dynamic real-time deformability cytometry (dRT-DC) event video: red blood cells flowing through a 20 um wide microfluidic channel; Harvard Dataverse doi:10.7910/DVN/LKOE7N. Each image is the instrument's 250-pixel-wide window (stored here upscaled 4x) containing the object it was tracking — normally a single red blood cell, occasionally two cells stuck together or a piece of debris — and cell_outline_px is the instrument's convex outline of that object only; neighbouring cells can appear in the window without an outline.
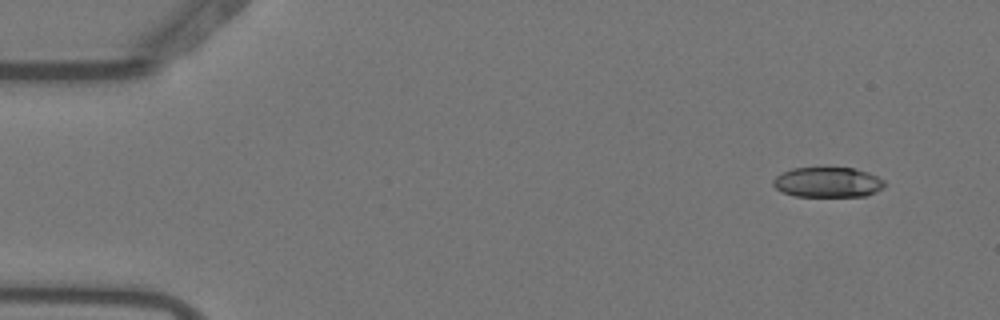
{"species": "Egyptian fruit bat (a non-hibernating species)", "species_latin": "Rousettus aegyptiacus", "temperature_condition": "warm", "stored_images_in_passage": 6, "camera_frame_rate_fps": 3000, "um_per_image_px": 0.085, "animal": {"sex": "female"}, "frame": {"image": 1, "passage_image": 2, "time_ms": 0.333, "image_size_px": [1000, 320], "cell_outline_px": [[884, 184], [876, 192], [864, 196], [796, 196], [784, 192], [776, 188], [772, 184], [772, 180], [776, 176], [792, 168], [852, 168], [868, 172], [884, 180]], "centroid_in_image_um": [70.34, 15.49], "position_along_channel_um": 14.7, "area_um2": 19.31}}
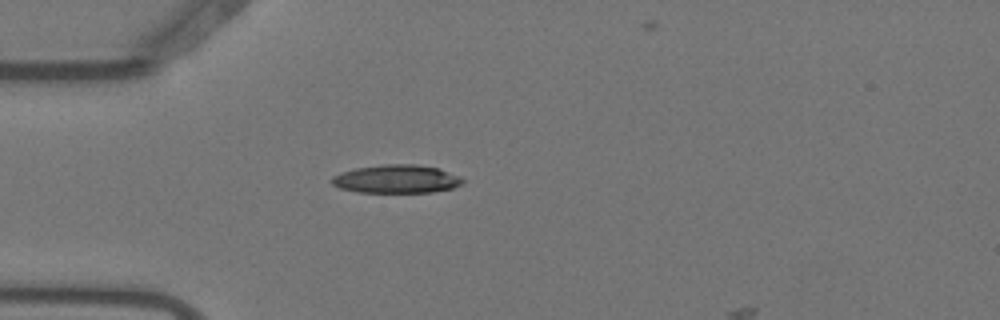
{"frame": {"image": 2, "passage_image": 5, "time_ms": 1.333, "image_size_px": [1000, 320], "cell_outline_px": [[464, 180], [460, 184], [452, 188], [432, 192], [356, 192], [340, 188], [332, 184], [332, 176], [356, 168], [384, 164], [416, 164], [440, 168], [460, 176]], "centroid_in_image_um": [33.72, 15.21], "position_along_channel_um": 51.3, "area_um2": 21.5}}